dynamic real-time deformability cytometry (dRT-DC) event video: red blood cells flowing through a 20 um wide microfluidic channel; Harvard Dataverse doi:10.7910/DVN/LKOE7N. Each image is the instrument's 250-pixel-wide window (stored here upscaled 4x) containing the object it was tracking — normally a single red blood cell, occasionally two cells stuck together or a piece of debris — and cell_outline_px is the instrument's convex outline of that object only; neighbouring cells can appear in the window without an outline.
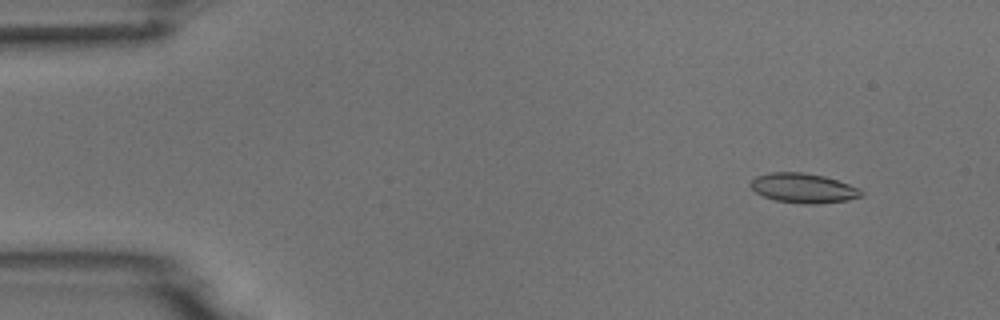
{"species": "common noctule bat (a hibernating species)", "species_latin": "Nyctalus noctula", "temperature_condition": "room temperature", "stored_images_in_passage": 4, "camera_frame_rate_fps": 3000, "um_per_image_px": 0.085, "animal": {"sex": "male", "body_mass_g": 18.8}, "frame": {"image": 1, "passage_image": 2, "time_ms": 1.0, "image_size_px": [1000, 320], "cell_outline_px": [[864, 192], [860, 196], [848, 200], [816, 204], [804, 204], [776, 200], [764, 196], [756, 192], [748, 184], [756, 176], [772, 172], [804, 172], [824, 176], [860, 188]], "centroid_in_image_um": [68.28, 15.98], "position_along_channel_um": 16.7, "area_um2": 19.02}}
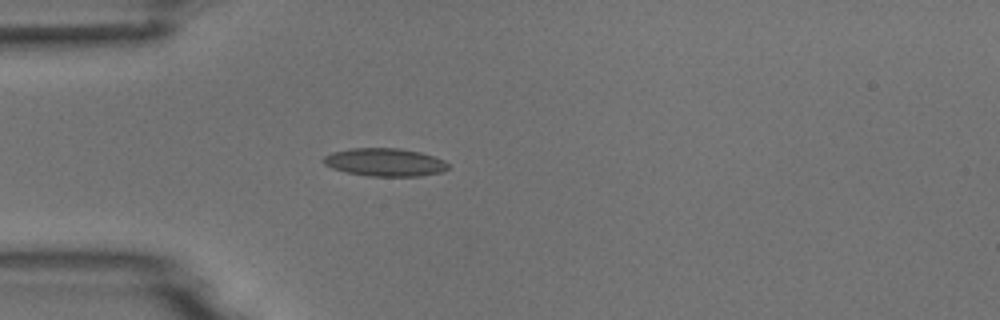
{"frame": {"image": 2, "passage_image": 4, "time_ms": 4.333, "image_size_px": [1000, 320], "cell_outline_px": [[448, 168], [444, 172], [420, 176], [368, 176], [344, 172], [332, 168], [324, 164], [320, 160], [324, 156], [332, 152], [352, 148], [400, 148], [420, 152], [444, 160], [448, 164]], "centroid_in_image_um": [32.69, 13.79], "position_along_channel_um": 52.3, "area_um2": 20.52}}